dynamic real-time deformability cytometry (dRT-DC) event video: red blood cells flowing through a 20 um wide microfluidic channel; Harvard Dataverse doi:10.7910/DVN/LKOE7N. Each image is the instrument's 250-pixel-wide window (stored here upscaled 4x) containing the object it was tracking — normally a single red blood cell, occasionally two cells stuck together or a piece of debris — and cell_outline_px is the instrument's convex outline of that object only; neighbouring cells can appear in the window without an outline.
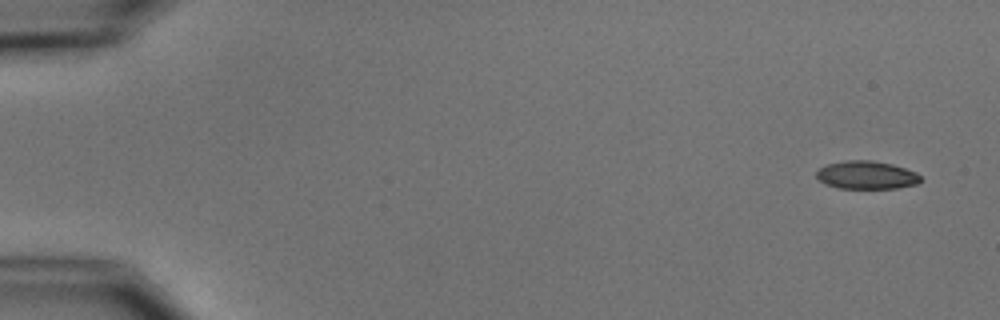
{"species": "common noctule bat (a hibernating species)", "species_latin": "Nyctalus noctula", "temperature_condition": "cold", "stored_images_in_passage": 5, "camera_frame_rate_fps": 3000, "um_per_image_px": 0.085, "animal": {"sex": "male", "body_mass_g": 15.6}, "frame": {"image": 1, "passage_image": 1, "time_ms": 0.0, "image_size_px": [1000, 320], "cell_outline_px": [[920, 180], [916, 184], [896, 188], [840, 188], [828, 184], [820, 180], [816, 176], [816, 172], [820, 168], [828, 164], [844, 160], [872, 160], [892, 164], [916, 172], [920, 176]], "centroid_in_image_um": [73.66, 14.87], "position_along_channel_um": 11.3, "area_um2": 16.82}}
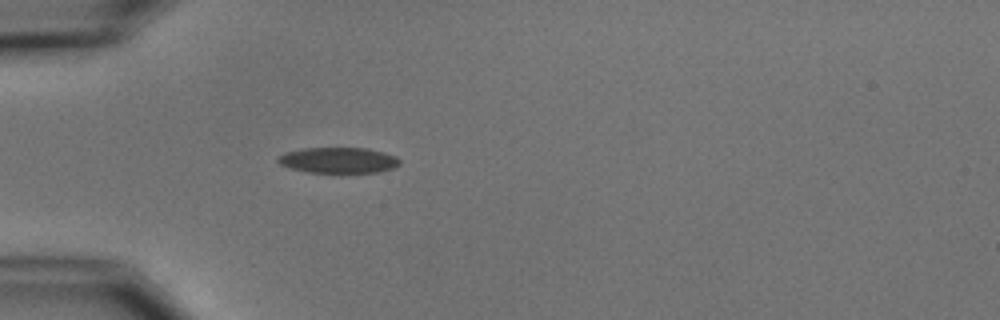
{"frame": {"image": 2, "passage_image": 5, "time_ms": 4.667, "image_size_px": [1000, 320], "cell_outline_px": [[400, 164], [392, 168], [380, 172], [340, 176], [308, 172], [288, 168], [280, 164], [276, 160], [276, 156], [284, 152], [304, 148], [368, 148], [384, 152], [396, 156], [400, 160]], "centroid_in_image_um": [28.75, 13.67], "position_along_channel_um": 56.3, "area_um2": 19.42}}